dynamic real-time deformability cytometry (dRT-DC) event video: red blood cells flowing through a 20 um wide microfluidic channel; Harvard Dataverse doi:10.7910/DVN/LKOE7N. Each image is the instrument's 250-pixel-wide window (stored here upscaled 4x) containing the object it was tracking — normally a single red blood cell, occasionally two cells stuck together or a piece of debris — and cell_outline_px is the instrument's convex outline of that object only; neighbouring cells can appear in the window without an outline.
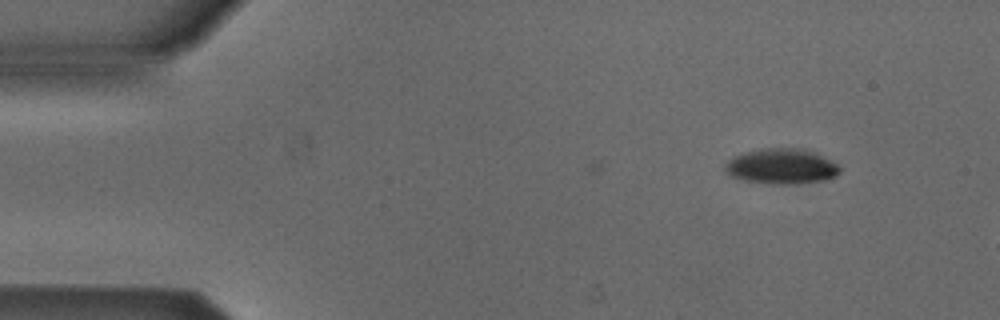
{"species": "Egyptian fruit bat (a non-hibernating species)", "species_latin": "Rousettus aegyptiacus", "temperature_condition": "cold", "stored_images_in_passage": 3, "camera_frame_rate_fps": 3000, "um_per_image_px": 0.085, "animal": {"sex": "male"}, "frame": {"image": 1, "passage_image": 3, "time_ms": 0.667, "image_size_px": [1000, 320], "cell_outline_px": [[840, 172], [836, 176], [824, 180], [792, 184], [772, 184], [744, 180], [732, 176], [724, 168], [724, 164], [728, 160], [736, 156], [748, 152], [768, 148], [804, 148], [836, 164], [840, 168]], "centroid_in_image_um": [66.43, 14.15], "position_along_channel_um": 18.6, "area_um2": 23.12}}